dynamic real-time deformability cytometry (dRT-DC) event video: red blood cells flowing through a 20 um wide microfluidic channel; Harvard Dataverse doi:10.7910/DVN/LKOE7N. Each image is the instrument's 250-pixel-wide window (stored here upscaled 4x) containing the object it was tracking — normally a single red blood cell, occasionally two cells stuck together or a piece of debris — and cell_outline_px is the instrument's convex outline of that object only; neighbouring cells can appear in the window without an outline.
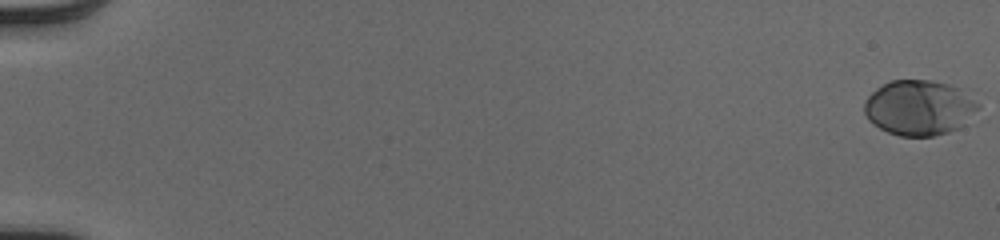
{"species": "human", "species_latin": "Homo sapiens", "temperature_condition": "cold", "stored_images_in_passage": 54, "camera_frame_rate_fps": 3000, "um_per_image_px": 0.085, "donor": {"sex": "male"}, "frame": {"image": 1, "passage_image": 1, "time_ms": 0.0, "image_size_px": [1000, 240], "cell_outline_px": [[980, 108], [960, 128], [948, 132], [932, 136], [900, 136], [888, 132], [872, 124], [868, 120], [864, 112], [864, 104], [868, 96], [876, 88], [892, 80], [932, 80], [948, 84], [960, 88], [980, 104]], "centroid_in_image_um": [78.13, 9.16], "position_along_channel_um": 6.9, "area_um2": 36.7}}
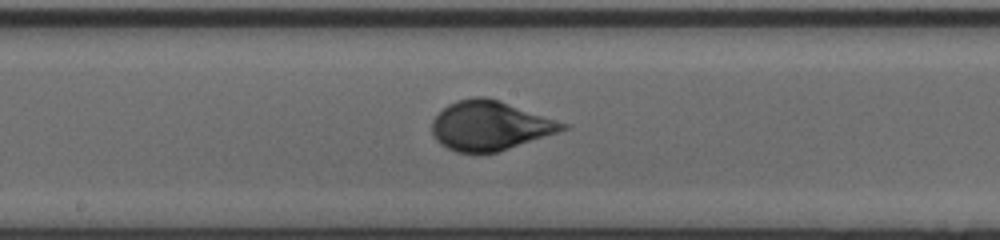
{"frame": {"image": 2, "passage_image": 31, "time_ms": 10.0, "image_size_px": [1000, 240], "cell_outline_px": [[572, 128], [496, 152], [456, 152], [440, 144], [432, 136], [432, 120], [448, 104], [456, 100], [472, 96], [484, 96], [500, 100], [572, 124]], "centroid_in_image_um": [41.7, 10.66], "position_along_channel_um": 206.5, "area_um2": 37.92}}
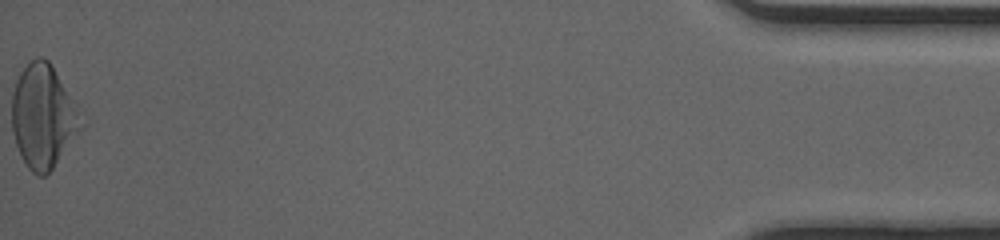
{"frame": {"image": 3, "passage_image": 54, "time_ms": 17.667, "image_size_px": [1000, 240], "cell_outline_px": [[88, 124], [52, 168], [44, 176], [36, 176], [28, 168], [16, 144], [12, 132], [12, 92], [16, 80], [20, 72], [36, 56], [44, 56], [48, 60]], "centroid_in_image_um": [3.7, 9.91], "position_along_channel_um": 431.5, "area_um2": 41.96}, "authors_computed_cell_mechanics": {"area_um2": 36.0383, "velocity_mm_per_s": 4.0711, "shape_relaxation_time_tau1_ms": 4.8153, "shape_relaxation_time_tau2_ms": null, "deformation_change_tau1": 0.2136, "deformation_change_tau2": null}}